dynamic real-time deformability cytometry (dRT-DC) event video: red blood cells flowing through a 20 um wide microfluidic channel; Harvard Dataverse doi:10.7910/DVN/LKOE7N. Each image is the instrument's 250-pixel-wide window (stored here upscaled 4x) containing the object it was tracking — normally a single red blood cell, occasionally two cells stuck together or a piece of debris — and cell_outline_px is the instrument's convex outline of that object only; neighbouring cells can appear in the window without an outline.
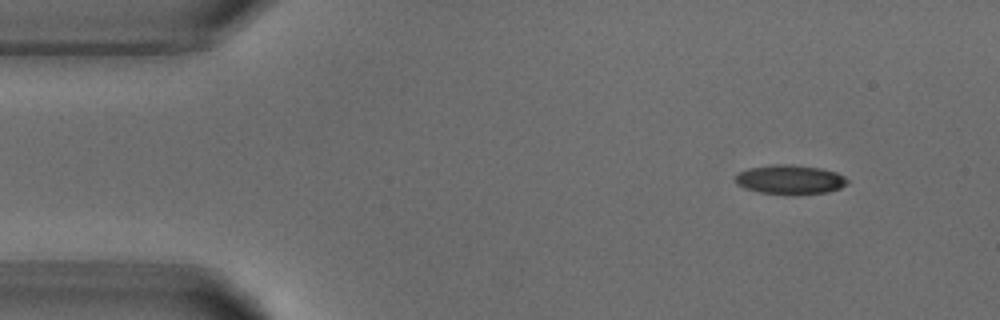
{"species": "common noctule bat (a hibernating species)", "species_latin": "Nyctalus noctula", "temperature_condition": "warm", "stored_images_in_passage": 5, "camera_frame_rate_fps": 3000, "um_per_image_px": 0.085, "animal": {"sex": "male", "body_mass_g": 18.8}, "frame": {"image": 1, "passage_image": 1, "time_ms": 0.0, "image_size_px": [1000, 320], "cell_outline_px": [[848, 184], [840, 188], [828, 192], [760, 192], [744, 188], [736, 184], [736, 172], [748, 168], [768, 164], [792, 164], [820, 168], [836, 172], [844, 176], [848, 180]], "centroid_in_image_um": [67.12, 15.21], "position_along_channel_um": 17.9, "area_um2": 18.67}}
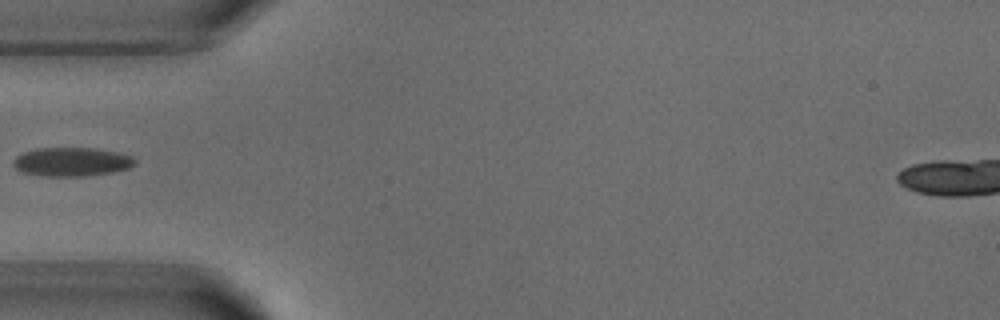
{"frame": {"image": 2, "passage_image": 4, "time_ms": 3.667, "image_size_px": [1000, 320], "cell_outline_px": [[136, 164], [128, 168], [112, 172], [84, 176], [44, 176], [24, 172], [16, 168], [12, 164], [12, 160], [16, 156], [24, 152], [36, 148], [96, 148], [116, 152], [132, 156], [136, 160]], "centroid_in_image_um": [6.09, 13.75], "position_along_channel_um": 78.9, "area_um2": 20.4}}